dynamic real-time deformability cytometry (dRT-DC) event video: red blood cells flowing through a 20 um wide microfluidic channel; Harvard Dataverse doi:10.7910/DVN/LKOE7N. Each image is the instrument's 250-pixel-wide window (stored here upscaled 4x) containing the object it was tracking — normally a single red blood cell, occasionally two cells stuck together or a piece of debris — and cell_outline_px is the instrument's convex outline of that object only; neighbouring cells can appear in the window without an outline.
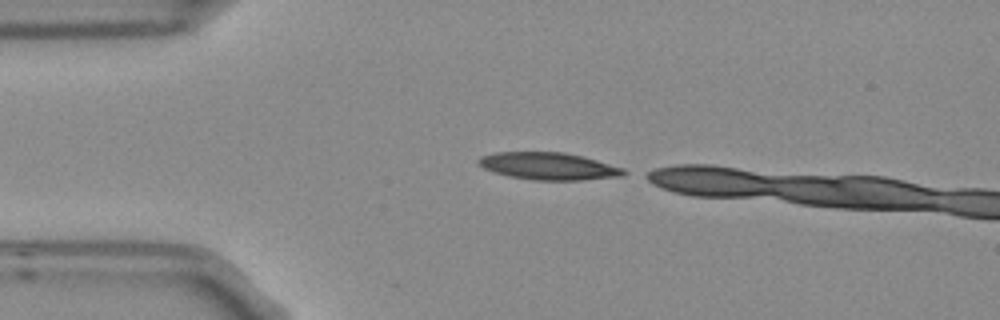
{"species": "Egyptian fruit bat (a non-hibernating species)", "species_latin": "Rousettus aegyptiacus", "temperature_condition": "room temperature", "stored_images_in_passage": 3, "camera_frame_rate_fps": 3000, "um_per_image_px": 0.085, "frame": {"image": 1, "passage_image": 1, "time_ms": 0.0, "image_size_px": [1000, 320], "cell_outline_px": [[632, 172], [624, 176], [580, 180], [532, 180], [508, 176], [492, 172], [476, 164], [476, 160], [480, 156], [496, 152], [564, 152], [596, 160], [624, 168]], "centroid_in_image_um": [46.62, 14.13], "position_along_channel_um": 38.4, "area_um2": 23.35}}